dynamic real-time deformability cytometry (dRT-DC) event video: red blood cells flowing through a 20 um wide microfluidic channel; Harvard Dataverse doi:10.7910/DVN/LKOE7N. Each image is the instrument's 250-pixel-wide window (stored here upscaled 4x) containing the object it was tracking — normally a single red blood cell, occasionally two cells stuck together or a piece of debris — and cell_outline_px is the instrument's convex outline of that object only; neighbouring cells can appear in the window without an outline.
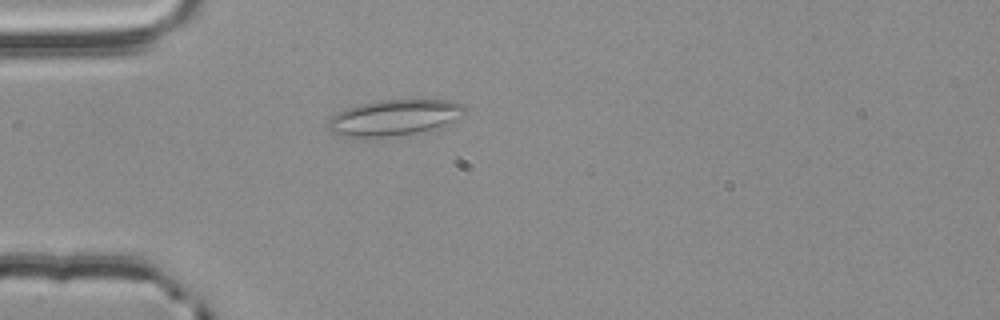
{"species": "common noctule bat (a hibernating species)", "species_latin": "Nyctalus noctula", "temperature_condition": "room temperature", "stored_images_in_passage": 4, "camera_frame_rate_fps": 3000, "um_per_image_px": 0.085, "animal": {"sex": "male", "body_mass_g": 20.4}, "frame": {"image": 1, "passage_image": 4, "time_ms": 1.0, "image_size_px": [1000, 320], "cell_outline_px": [[464, 116], [444, 128], [432, 132], [364, 140], [340, 136], [328, 132], [324, 124], [332, 116], [344, 108], [376, 100], [448, 100], [460, 104], [464, 108]], "centroid_in_image_um": [33.47, 10.07], "position_along_channel_um": 51.5, "area_um2": 30.35}}